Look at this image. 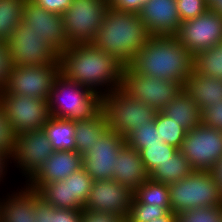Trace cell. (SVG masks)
Returning a JSON list of instances; mask_svg holds the SVG:
<instances>
[{
	"instance_id": "obj_36",
	"label": "cell",
	"mask_w": 222,
	"mask_h": 222,
	"mask_svg": "<svg viewBox=\"0 0 222 222\" xmlns=\"http://www.w3.org/2000/svg\"><path fill=\"white\" fill-rule=\"evenodd\" d=\"M177 222H222V205L199 207L176 214Z\"/></svg>"
},
{
	"instance_id": "obj_47",
	"label": "cell",
	"mask_w": 222,
	"mask_h": 222,
	"mask_svg": "<svg viewBox=\"0 0 222 222\" xmlns=\"http://www.w3.org/2000/svg\"><path fill=\"white\" fill-rule=\"evenodd\" d=\"M212 174L215 177L219 188H220V192L222 195V159H220L214 166V168L212 169Z\"/></svg>"
},
{
	"instance_id": "obj_28",
	"label": "cell",
	"mask_w": 222,
	"mask_h": 222,
	"mask_svg": "<svg viewBox=\"0 0 222 222\" xmlns=\"http://www.w3.org/2000/svg\"><path fill=\"white\" fill-rule=\"evenodd\" d=\"M193 70L203 76L222 79V42L194 55Z\"/></svg>"
},
{
	"instance_id": "obj_32",
	"label": "cell",
	"mask_w": 222,
	"mask_h": 222,
	"mask_svg": "<svg viewBox=\"0 0 222 222\" xmlns=\"http://www.w3.org/2000/svg\"><path fill=\"white\" fill-rule=\"evenodd\" d=\"M125 140L128 146L134 148L138 152L147 145L161 144V142H164L157 131L155 121L140 125V127L134 130Z\"/></svg>"
},
{
	"instance_id": "obj_34",
	"label": "cell",
	"mask_w": 222,
	"mask_h": 222,
	"mask_svg": "<svg viewBox=\"0 0 222 222\" xmlns=\"http://www.w3.org/2000/svg\"><path fill=\"white\" fill-rule=\"evenodd\" d=\"M93 182L94 180L83 167L69 175L70 199H74L82 209L91 191Z\"/></svg>"
},
{
	"instance_id": "obj_20",
	"label": "cell",
	"mask_w": 222,
	"mask_h": 222,
	"mask_svg": "<svg viewBox=\"0 0 222 222\" xmlns=\"http://www.w3.org/2000/svg\"><path fill=\"white\" fill-rule=\"evenodd\" d=\"M149 179L140 153L125 144L119 151L113 170V180L134 191Z\"/></svg>"
},
{
	"instance_id": "obj_7",
	"label": "cell",
	"mask_w": 222,
	"mask_h": 222,
	"mask_svg": "<svg viewBox=\"0 0 222 222\" xmlns=\"http://www.w3.org/2000/svg\"><path fill=\"white\" fill-rule=\"evenodd\" d=\"M108 9V0H72L62 15L68 43H92Z\"/></svg>"
},
{
	"instance_id": "obj_16",
	"label": "cell",
	"mask_w": 222,
	"mask_h": 222,
	"mask_svg": "<svg viewBox=\"0 0 222 222\" xmlns=\"http://www.w3.org/2000/svg\"><path fill=\"white\" fill-rule=\"evenodd\" d=\"M125 138L108 129L83 157V168L94 181L113 180V170Z\"/></svg>"
},
{
	"instance_id": "obj_24",
	"label": "cell",
	"mask_w": 222,
	"mask_h": 222,
	"mask_svg": "<svg viewBox=\"0 0 222 222\" xmlns=\"http://www.w3.org/2000/svg\"><path fill=\"white\" fill-rule=\"evenodd\" d=\"M76 151L83 157L92 149V144L109 129L102 111L87 120L74 121Z\"/></svg>"
},
{
	"instance_id": "obj_37",
	"label": "cell",
	"mask_w": 222,
	"mask_h": 222,
	"mask_svg": "<svg viewBox=\"0 0 222 222\" xmlns=\"http://www.w3.org/2000/svg\"><path fill=\"white\" fill-rule=\"evenodd\" d=\"M181 22L198 17L209 9V0H176Z\"/></svg>"
},
{
	"instance_id": "obj_3",
	"label": "cell",
	"mask_w": 222,
	"mask_h": 222,
	"mask_svg": "<svg viewBox=\"0 0 222 222\" xmlns=\"http://www.w3.org/2000/svg\"><path fill=\"white\" fill-rule=\"evenodd\" d=\"M150 36L138 13L109 7L92 43L125 67L144 47Z\"/></svg>"
},
{
	"instance_id": "obj_11",
	"label": "cell",
	"mask_w": 222,
	"mask_h": 222,
	"mask_svg": "<svg viewBox=\"0 0 222 222\" xmlns=\"http://www.w3.org/2000/svg\"><path fill=\"white\" fill-rule=\"evenodd\" d=\"M60 73V63L13 66L4 90L11 94L48 100L50 91Z\"/></svg>"
},
{
	"instance_id": "obj_15",
	"label": "cell",
	"mask_w": 222,
	"mask_h": 222,
	"mask_svg": "<svg viewBox=\"0 0 222 222\" xmlns=\"http://www.w3.org/2000/svg\"><path fill=\"white\" fill-rule=\"evenodd\" d=\"M21 23L28 27V31L39 34L59 55L70 46L61 14L47 11L32 1L26 0Z\"/></svg>"
},
{
	"instance_id": "obj_49",
	"label": "cell",
	"mask_w": 222,
	"mask_h": 222,
	"mask_svg": "<svg viewBox=\"0 0 222 222\" xmlns=\"http://www.w3.org/2000/svg\"><path fill=\"white\" fill-rule=\"evenodd\" d=\"M209 9L222 16V0H209Z\"/></svg>"
},
{
	"instance_id": "obj_45",
	"label": "cell",
	"mask_w": 222,
	"mask_h": 222,
	"mask_svg": "<svg viewBox=\"0 0 222 222\" xmlns=\"http://www.w3.org/2000/svg\"><path fill=\"white\" fill-rule=\"evenodd\" d=\"M82 209L55 208V222H81Z\"/></svg>"
},
{
	"instance_id": "obj_2",
	"label": "cell",
	"mask_w": 222,
	"mask_h": 222,
	"mask_svg": "<svg viewBox=\"0 0 222 222\" xmlns=\"http://www.w3.org/2000/svg\"><path fill=\"white\" fill-rule=\"evenodd\" d=\"M193 60L194 55L175 36L151 35L128 66L138 74L176 81L184 87L193 73Z\"/></svg>"
},
{
	"instance_id": "obj_31",
	"label": "cell",
	"mask_w": 222,
	"mask_h": 222,
	"mask_svg": "<svg viewBox=\"0 0 222 222\" xmlns=\"http://www.w3.org/2000/svg\"><path fill=\"white\" fill-rule=\"evenodd\" d=\"M154 121L157 131L161 135L163 141L180 150L187 130L164 115L161 111L157 112Z\"/></svg>"
},
{
	"instance_id": "obj_25",
	"label": "cell",
	"mask_w": 222,
	"mask_h": 222,
	"mask_svg": "<svg viewBox=\"0 0 222 222\" xmlns=\"http://www.w3.org/2000/svg\"><path fill=\"white\" fill-rule=\"evenodd\" d=\"M43 130L54 151L76 150L74 121L51 116L43 126Z\"/></svg>"
},
{
	"instance_id": "obj_26",
	"label": "cell",
	"mask_w": 222,
	"mask_h": 222,
	"mask_svg": "<svg viewBox=\"0 0 222 222\" xmlns=\"http://www.w3.org/2000/svg\"><path fill=\"white\" fill-rule=\"evenodd\" d=\"M193 171L190 162L180 150H178L171 158H169V160L160 164V166L155 167V169L149 174V178L156 182L170 184L180 181L190 175Z\"/></svg>"
},
{
	"instance_id": "obj_12",
	"label": "cell",
	"mask_w": 222,
	"mask_h": 222,
	"mask_svg": "<svg viewBox=\"0 0 222 222\" xmlns=\"http://www.w3.org/2000/svg\"><path fill=\"white\" fill-rule=\"evenodd\" d=\"M14 66L59 64V54L39 34L20 23L6 42Z\"/></svg>"
},
{
	"instance_id": "obj_40",
	"label": "cell",
	"mask_w": 222,
	"mask_h": 222,
	"mask_svg": "<svg viewBox=\"0 0 222 222\" xmlns=\"http://www.w3.org/2000/svg\"><path fill=\"white\" fill-rule=\"evenodd\" d=\"M13 66L7 43L0 41V92L5 89Z\"/></svg>"
},
{
	"instance_id": "obj_1",
	"label": "cell",
	"mask_w": 222,
	"mask_h": 222,
	"mask_svg": "<svg viewBox=\"0 0 222 222\" xmlns=\"http://www.w3.org/2000/svg\"><path fill=\"white\" fill-rule=\"evenodd\" d=\"M61 74L101 97L122 86L124 66L93 43L71 44L59 55Z\"/></svg>"
},
{
	"instance_id": "obj_8",
	"label": "cell",
	"mask_w": 222,
	"mask_h": 222,
	"mask_svg": "<svg viewBox=\"0 0 222 222\" xmlns=\"http://www.w3.org/2000/svg\"><path fill=\"white\" fill-rule=\"evenodd\" d=\"M121 88L132 98L157 111H161L183 90L179 82L138 74L129 66L123 68Z\"/></svg>"
},
{
	"instance_id": "obj_10",
	"label": "cell",
	"mask_w": 222,
	"mask_h": 222,
	"mask_svg": "<svg viewBox=\"0 0 222 222\" xmlns=\"http://www.w3.org/2000/svg\"><path fill=\"white\" fill-rule=\"evenodd\" d=\"M180 152L194 171H212L222 159V131L201 123L187 131Z\"/></svg>"
},
{
	"instance_id": "obj_42",
	"label": "cell",
	"mask_w": 222,
	"mask_h": 222,
	"mask_svg": "<svg viewBox=\"0 0 222 222\" xmlns=\"http://www.w3.org/2000/svg\"><path fill=\"white\" fill-rule=\"evenodd\" d=\"M125 218L105 211L82 209L81 222H122Z\"/></svg>"
},
{
	"instance_id": "obj_27",
	"label": "cell",
	"mask_w": 222,
	"mask_h": 222,
	"mask_svg": "<svg viewBox=\"0 0 222 222\" xmlns=\"http://www.w3.org/2000/svg\"><path fill=\"white\" fill-rule=\"evenodd\" d=\"M36 192L44 201L58 209H82L74 199H70L69 176L64 180L44 183Z\"/></svg>"
},
{
	"instance_id": "obj_30",
	"label": "cell",
	"mask_w": 222,
	"mask_h": 222,
	"mask_svg": "<svg viewBox=\"0 0 222 222\" xmlns=\"http://www.w3.org/2000/svg\"><path fill=\"white\" fill-rule=\"evenodd\" d=\"M133 197L139 203L171 207L168 184L156 182L150 178L134 190Z\"/></svg>"
},
{
	"instance_id": "obj_43",
	"label": "cell",
	"mask_w": 222,
	"mask_h": 222,
	"mask_svg": "<svg viewBox=\"0 0 222 222\" xmlns=\"http://www.w3.org/2000/svg\"><path fill=\"white\" fill-rule=\"evenodd\" d=\"M148 0H108L109 7L118 11L139 13Z\"/></svg>"
},
{
	"instance_id": "obj_35",
	"label": "cell",
	"mask_w": 222,
	"mask_h": 222,
	"mask_svg": "<svg viewBox=\"0 0 222 222\" xmlns=\"http://www.w3.org/2000/svg\"><path fill=\"white\" fill-rule=\"evenodd\" d=\"M171 211V207L153 206L139 203L134 197L127 217L129 222H149L155 218H161Z\"/></svg>"
},
{
	"instance_id": "obj_38",
	"label": "cell",
	"mask_w": 222,
	"mask_h": 222,
	"mask_svg": "<svg viewBox=\"0 0 222 222\" xmlns=\"http://www.w3.org/2000/svg\"><path fill=\"white\" fill-rule=\"evenodd\" d=\"M15 136L11 123L0 105V153L5 154L9 159L14 148Z\"/></svg>"
},
{
	"instance_id": "obj_29",
	"label": "cell",
	"mask_w": 222,
	"mask_h": 222,
	"mask_svg": "<svg viewBox=\"0 0 222 222\" xmlns=\"http://www.w3.org/2000/svg\"><path fill=\"white\" fill-rule=\"evenodd\" d=\"M26 0H0V41L7 42L21 23Z\"/></svg>"
},
{
	"instance_id": "obj_21",
	"label": "cell",
	"mask_w": 222,
	"mask_h": 222,
	"mask_svg": "<svg viewBox=\"0 0 222 222\" xmlns=\"http://www.w3.org/2000/svg\"><path fill=\"white\" fill-rule=\"evenodd\" d=\"M23 184L1 197V222H36L34 190Z\"/></svg>"
},
{
	"instance_id": "obj_13",
	"label": "cell",
	"mask_w": 222,
	"mask_h": 222,
	"mask_svg": "<svg viewBox=\"0 0 222 222\" xmlns=\"http://www.w3.org/2000/svg\"><path fill=\"white\" fill-rule=\"evenodd\" d=\"M53 152L54 149L43 129L23 132L15 136L10 165L14 163L26 183Z\"/></svg>"
},
{
	"instance_id": "obj_14",
	"label": "cell",
	"mask_w": 222,
	"mask_h": 222,
	"mask_svg": "<svg viewBox=\"0 0 222 222\" xmlns=\"http://www.w3.org/2000/svg\"><path fill=\"white\" fill-rule=\"evenodd\" d=\"M175 37L193 55L222 42V16L208 9L196 18L181 22Z\"/></svg>"
},
{
	"instance_id": "obj_46",
	"label": "cell",
	"mask_w": 222,
	"mask_h": 222,
	"mask_svg": "<svg viewBox=\"0 0 222 222\" xmlns=\"http://www.w3.org/2000/svg\"><path fill=\"white\" fill-rule=\"evenodd\" d=\"M9 165H10V159L5 154L0 153V184L2 182H3L2 184H4V180L7 179L6 175H8L7 172L8 170H10L9 167H11Z\"/></svg>"
},
{
	"instance_id": "obj_23",
	"label": "cell",
	"mask_w": 222,
	"mask_h": 222,
	"mask_svg": "<svg viewBox=\"0 0 222 222\" xmlns=\"http://www.w3.org/2000/svg\"><path fill=\"white\" fill-rule=\"evenodd\" d=\"M161 112L187 131L201 124V110L184 89Z\"/></svg>"
},
{
	"instance_id": "obj_9",
	"label": "cell",
	"mask_w": 222,
	"mask_h": 222,
	"mask_svg": "<svg viewBox=\"0 0 222 222\" xmlns=\"http://www.w3.org/2000/svg\"><path fill=\"white\" fill-rule=\"evenodd\" d=\"M0 105L16 135L43 129L51 117L47 99L0 92Z\"/></svg>"
},
{
	"instance_id": "obj_50",
	"label": "cell",
	"mask_w": 222,
	"mask_h": 222,
	"mask_svg": "<svg viewBox=\"0 0 222 222\" xmlns=\"http://www.w3.org/2000/svg\"><path fill=\"white\" fill-rule=\"evenodd\" d=\"M0 222H1V197H0Z\"/></svg>"
},
{
	"instance_id": "obj_18",
	"label": "cell",
	"mask_w": 222,
	"mask_h": 222,
	"mask_svg": "<svg viewBox=\"0 0 222 222\" xmlns=\"http://www.w3.org/2000/svg\"><path fill=\"white\" fill-rule=\"evenodd\" d=\"M82 167L83 156L76 150H57L52 153L25 185L36 191L42 184L64 180Z\"/></svg>"
},
{
	"instance_id": "obj_17",
	"label": "cell",
	"mask_w": 222,
	"mask_h": 222,
	"mask_svg": "<svg viewBox=\"0 0 222 222\" xmlns=\"http://www.w3.org/2000/svg\"><path fill=\"white\" fill-rule=\"evenodd\" d=\"M134 191L115 180L94 181L83 209L105 211L127 219Z\"/></svg>"
},
{
	"instance_id": "obj_41",
	"label": "cell",
	"mask_w": 222,
	"mask_h": 222,
	"mask_svg": "<svg viewBox=\"0 0 222 222\" xmlns=\"http://www.w3.org/2000/svg\"><path fill=\"white\" fill-rule=\"evenodd\" d=\"M34 213L36 222H55V207L39 197L34 191Z\"/></svg>"
},
{
	"instance_id": "obj_5",
	"label": "cell",
	"mask_w": 222,
	"mask_h": 222,
	"mask_svg": "<svg viewBox=\"0 0 222 222\" xmlns=\"http://www.w3.org/2000/svg\"><path fill=\"white\" fill-rule=\"evenodd\" d=\"M101 111L108 128L125 139L140 125L155 120L157 110L132 98L122 88L101 97Z\"/></svg>"
},
{
	"instance_id": "obj_19",
	"label": "cell",
	"mask_w": 222,
	"mask_h": 222,
	"mask_svg": "<svg viewBox=\"0 0 222 222\" xmlns=\"http://www.w3.org/2000/svg\"><path fill=\"white\" fill-rule=\"evenodd\" d=\"M138 14L151 35L175 36L181 24L176 0H148Z\"/></svg>"
},
{
	"instance_id": "obj_39",
	"label": "cell",
	"mask_w": 222,
	"mask_h": 222,
	"mask_svg": "<svg viewBox=\"0 0 222 222\" xmlns=\"http://www.w3.org/2000/svg\"><path fill=\"white\" fill-rule=\"evenodd\" d=\"M201 123L207 127L222 131V100L201 111Z\"/></svg>"
},
{
	"instance_id": "obj_4",
	"label": "cell",
	"mask_w": 222,
	"mask_h": 222,
	"mask_svg": "<svg viewBox=\"0 0 222 222\" xmlns=\"http://www.w3.org/2000/svg\"><path fill=\"white\" fill-rule=\"evenodd\" d=\"M48 104L54 118L87 120L101 111V96L60 73L50 91Z\"/></svg>"
},
{
	"instance_id": "obj_22",
	"label": "cell",
	"mask_w": 222,
	"mask_h": 222,
	"mask_svg": "<svg viewBox=\"0 0 222 222\" xmlns=\"http://www.w3.org/2000/svg\"><path fill=\"white\" fill-rule=\"evenodd\" d=\"M183 89L201 111L222 100V79L203 76L194 70L186 79Z\"/></svg>"
},
{
	"instance_id": "obj_48",
	"label": "cell",
	"mask_w": 222,
	"mask_h": 222,
	"mask_svg": "<svg viewBox=\"0 0 222 222\" xmlns=\"http://www.w3.org/2000/svg\"><path fill=\"white\" fill-rule=\"evenodd\" d=\"M149 222H177V219L176 214L170 211L165 216L152 219Z\"/></svg>"
},
{
	"instance_id": "obj_33",
	"label": "cell",
	"mask_w": 222,
	"mask_h": 222,
	"mask_svg": "<svg viewBox=\"0 0 222 222\" xmlns=\"http://www.w3.org/2000/svg\"><path fill=\"white\" fill-rule=\"evenodd\" d=\"M177 151V148L161 142V144L147 145L139 153L147 172L150 174L155 167L169 160Z\"/></svg>"
},
{
	"instance_id": "obj_6",
	"label": "cell",
	"mask_w": 222,
	"mask_h": 222,
	"mask_svg": "<svg viewBox=\"0 0 222 222\" xmlns=\"http://www.w3.org/2000/svg\"><path fill=\"white\" fill-rule=\"evenodd\" d=\"M168 186L171 212L175 214L199 207L222 205L220 188L212 171H193Z\"/></svg>"
},
{
	"instance_id": "obj_44",
	"label": "cell",
	"mask_w": 222,
	"mask_h": 222,
	"mask_svg": "<svg viewBox=\"0 0 222 222\" xmlns=\"http://www.w3.org/2000/svg\"><path fill=\"white\" fill-rule=\"evenodd\" d=\"M37 6L57 14L63 15L70 7L72 0H30Z\"/></svg>"
}]
</instances>
